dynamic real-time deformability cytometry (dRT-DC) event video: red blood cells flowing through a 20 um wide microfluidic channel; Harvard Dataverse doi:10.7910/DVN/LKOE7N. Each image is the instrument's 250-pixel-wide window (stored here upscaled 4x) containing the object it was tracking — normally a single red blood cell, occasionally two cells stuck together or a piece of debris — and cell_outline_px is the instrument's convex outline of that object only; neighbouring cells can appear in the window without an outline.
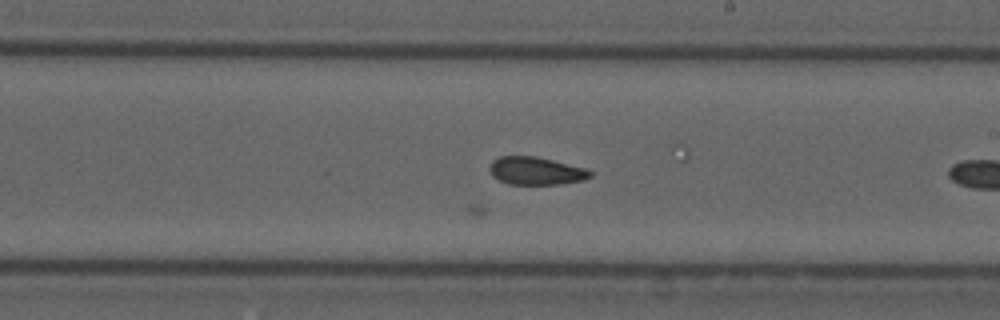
{"species": "common noctule bat (a hibernating species)", "species_latin": "Nyctalus noctula", "temperature_condition": "cold", "stored_images_in_passage": 32, "camera_frame_rate_fps": 3000, "um_per_image_px": 0.085, "animal": {"sex": "male", "forearm_length_mm": 52.5}, "frame": {"image": 1, "passage_image": 28, "time_ms": 9.0, "image_size_px": [1000, 320], "cell_outline_px": [[592, 176], [584, 180], [560, 184], [508, 184], [492, 176], [488, 168], [492, 160], [500, 156], [536, 156], [584, 168], [592, 172]], "centroid_in_image_um": [45.52, 14.52], "position_along_channel_um": 243.5, "area_um2": 16.3}}